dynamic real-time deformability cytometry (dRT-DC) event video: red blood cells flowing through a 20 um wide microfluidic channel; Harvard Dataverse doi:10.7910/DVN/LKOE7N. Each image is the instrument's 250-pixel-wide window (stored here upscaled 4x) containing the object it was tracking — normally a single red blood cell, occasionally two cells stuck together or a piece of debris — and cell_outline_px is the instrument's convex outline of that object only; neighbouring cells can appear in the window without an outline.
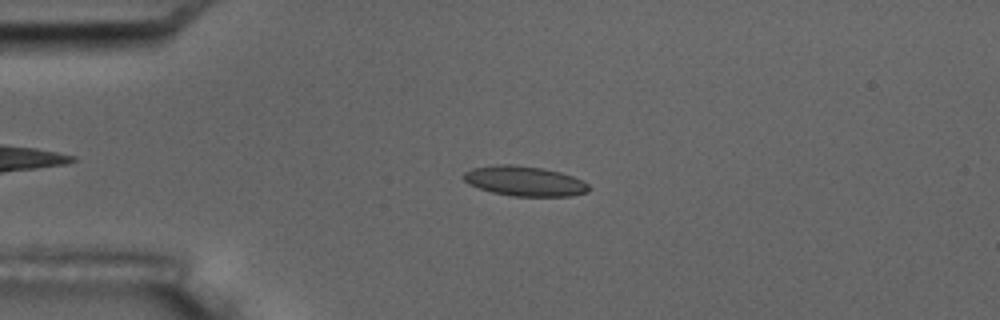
{"species": "common noctule bat (a hibernating species)", "species_latin": "Nyctalus noctula", "temperature_condition": "room temperature", "stored_images_in_passage": 7, "camera_frame_rate_fps": 3000, "um_per_image_px": 0.085, "animal": {"sex": "male", "body_mass_g": 17.5, "forearm_length_mm": 52.3}, "frame": {"image": 1, "passage_image": 5, "time_ms": 4.333, "image_size_px": [1000, 320], "cell_outline_px": [[588, 192], [572, 196], [512, 196], [492, 192], [468, 184], [464, 180], [464, 172], [472, 168], [496, 164], [512, 164], [540, 168], [560, 172], [584, 180], [588, 184]], "centroid_in_image_um": [44.59, 15.39], "position_along_channel_um": 40.4, "area_um2": 21.79}}